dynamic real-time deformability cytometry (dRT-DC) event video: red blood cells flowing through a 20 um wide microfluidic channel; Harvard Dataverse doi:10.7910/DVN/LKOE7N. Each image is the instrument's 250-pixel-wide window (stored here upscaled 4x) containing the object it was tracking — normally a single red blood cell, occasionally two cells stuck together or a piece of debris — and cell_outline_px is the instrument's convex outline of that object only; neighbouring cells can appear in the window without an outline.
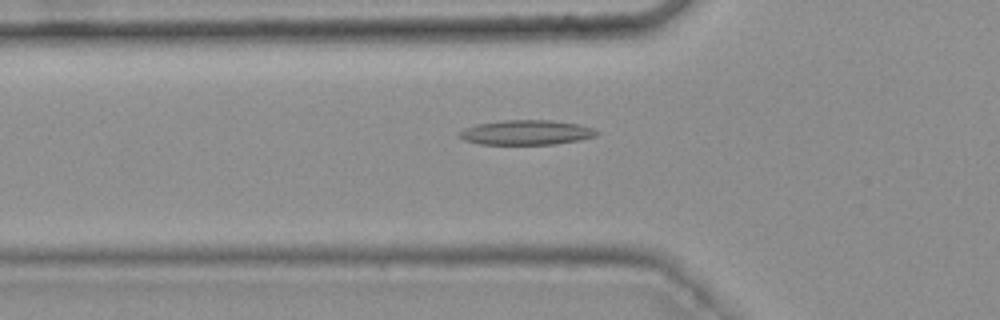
{"species": "common noctule bat (a hibernating species)", "species_latin": "Nyctalus noctula", "temperature_condition": "warm", "stored_images_in_passage": 49, "camera_frame_rate_fps": 3000, "um_per_image_px": 0.085, "animal": {"sex": "female", "body_mass_g": 25.1}, "frame": {"image": 1, "passage_image": 18, "time_ms": 5.667, "image_size_px": [1000, 320], "cell_outline_px": [[600, 132], [596, 136], [580, 140], [552, 144], [480, 144], [464, 140], [456, 136], [456, 132], [464, 128], [476, 124], [500, 120], [552, 120], [580, 124], [592, 128]], "centroid_in_image_um": [44.69, 11.25], "position_along_channel_um": 81.1, "area_um2": 20.06}}
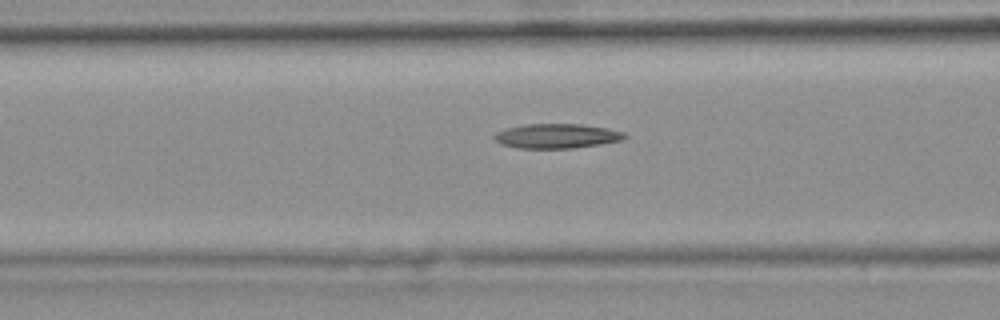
{"frame": {"image": 2, "passage_image": 21, "time_ms": 6.667, "image_size_px": [1000, 320], "cell_outline_px": [[628, 136], [624, 140], [600, 144], [572, 148], [516, 148], [500, 144], [492, 136], [496, 132], [508, 128], [524, 124], [584, 124], [608, 128], [624, 132]], "centroid_in_image_um": [47.34, 11.56], "position_along_channel_um": 119.3, "area_um2": 18.79}}
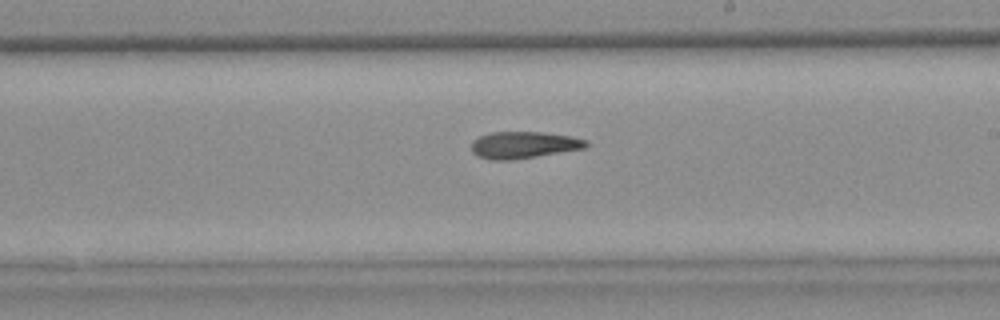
{"frame": {"image": 3, "passage_image": 31, "time_ms": 10.0, "image_size_px": [1000, 320], "cell_outline_px": [[588, 144], [584, 148], [512, 160], [492, 160], [476, 156], [472, 152], [472, 140], [488, 132], [540, 132], [572, 136], [588, 140]], "centroid_in_image_um": [44.48, 12.31], "position_along_channel_um": 244.5, "area_um2": 17.92}, "authors_computed_cell_mechanics": {"area_um2": 18.5538, "velocity_mm_per_s": 3.7653, "shape_relaxation_time_tau1_ms": null, "shape_relaxation_time_tau2_ms": 10.2834, "deformation_change_tau1": null, "deformation_change_tau2": 0.2249}}